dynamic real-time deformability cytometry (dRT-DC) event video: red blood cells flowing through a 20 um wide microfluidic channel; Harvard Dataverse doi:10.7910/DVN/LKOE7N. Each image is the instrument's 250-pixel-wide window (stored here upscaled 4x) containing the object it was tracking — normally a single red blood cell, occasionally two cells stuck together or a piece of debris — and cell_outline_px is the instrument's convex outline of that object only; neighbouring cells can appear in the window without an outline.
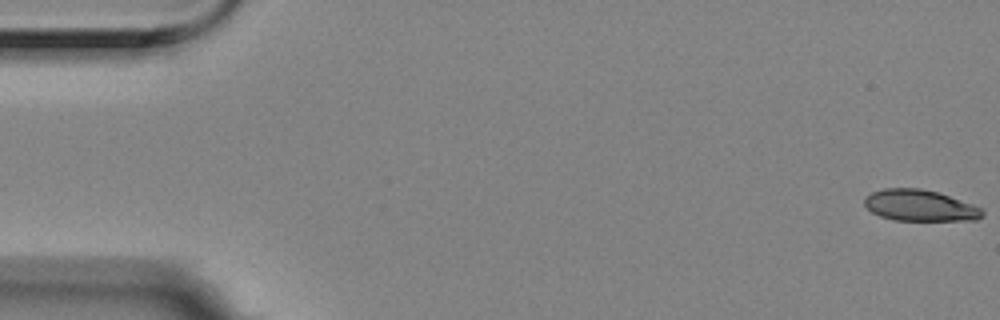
{"species": "Egyptian fruit bat (a non-hibernating species)", "species_latin": "Rousettus aegyptiacus", "temperature_condition": "room temperature", "stored_images_in_passage": 11, "camera_frame_rate_fps": 3000, "um_per_image_px": 0.085, "animal": {"sex": "female"}, "frame": {"image": 1, "passage_image": 1, "time_ms": 0.0, "image_size_px": [1000, 320], "cell_outline_px": [[984, 216], [976, 220], [892, 220], [880, 216], [872, 212], [864, 204], [864, 200], [872, 192], [884, 188], [920, 188], [936, 192], [984, 208]], "centroid_in_image_um": [78.21, 17.47], "position_along_channel_um": 6.8, "area_um2": 21.39}}
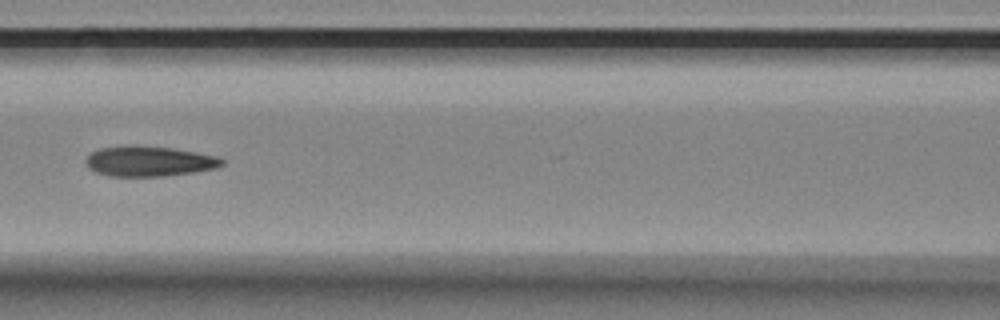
{"frame": {"image": 2, "passage_image": 7, "time_ms": 2.0, "image_size_px": [1000, 320], "cell_outline_px": [[224, 164], [216, 168], [192, 172], [164, 176], [108, 176], [96, 172], [88, 168], [84, 164], [84, 160], [92, 152], [100, 148], [128, 144], [136, 144], [172, 148], [196, 152], [216, 156], [224, 160]], "centroid_in_image_um": [12.62, 13.69], "position_along_channel_um": 154.0, "area_um2": 24.28}}
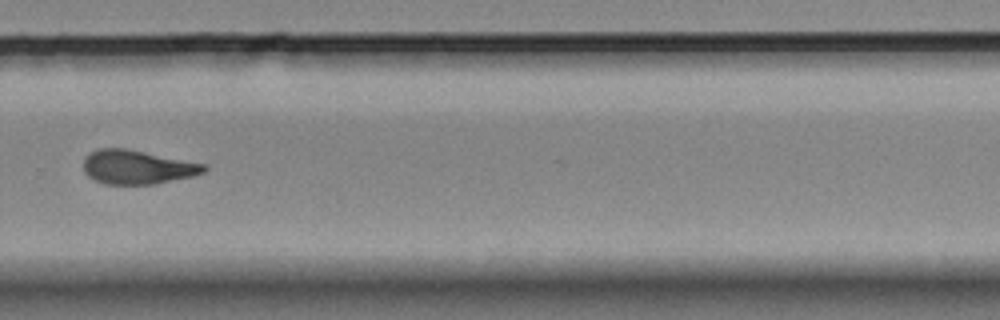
{"frame": {"image": 3, "passage_image": 11, "time_ms": 3.333, "image_size_px": [1000, 320], "cell_outline_px": [[208, 168], [204, 172], [192, 176], [156, 184], [104, 184], [92, 180], [84, 172], [84, 156], [88, 152], [96, 148], [128, 148], [208, 164]], "centroid_in_image_um": [11.66, 14.19], "position_along_channel_um": 318.1, "area_um2": 24.39}}